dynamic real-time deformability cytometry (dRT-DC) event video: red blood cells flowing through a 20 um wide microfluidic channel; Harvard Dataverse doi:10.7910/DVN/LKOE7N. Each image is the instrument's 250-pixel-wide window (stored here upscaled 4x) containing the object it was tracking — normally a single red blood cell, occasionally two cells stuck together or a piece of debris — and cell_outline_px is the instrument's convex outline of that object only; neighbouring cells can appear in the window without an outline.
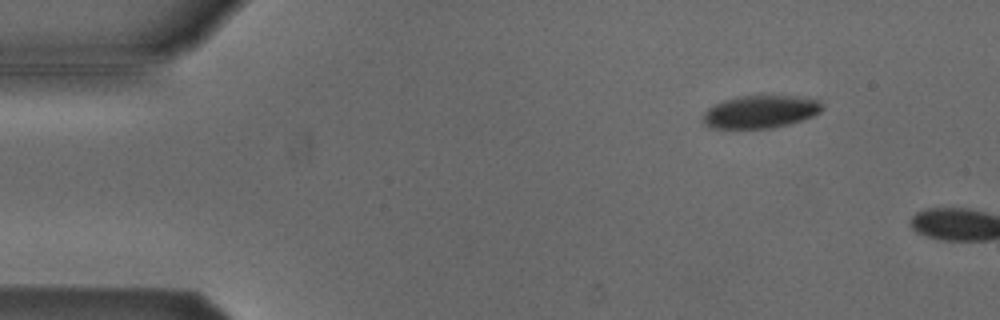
{"species": "Egyptian fruit bat (a non-hibernating species)", "species_latin": "Rousettus aegyptiacus", "temperature_condition": "cold", "stored_images_in_passage": 9, "camera_frame_rate_fps": 3000, "um_per_image_px": 0.085, "animal": {"sex": "male"}, "frame": {"image": 1, "passage_image": 7, "time_ms": 2.0, "image_size_px": [1000, 320], "cell_outline_px": [[824, 108], [820, 112], [812, 116], [788, 124], [772, 128], [708, 128], [700, 120], [704, 112], [708, 108], [724, 100], [740, 96], [796, 96], [820, 100], [824, 104]], "centroid_in_image_um": [64.62, 9.5], "position_along_channel_um": 20.4, "area_um2": 22.83}}